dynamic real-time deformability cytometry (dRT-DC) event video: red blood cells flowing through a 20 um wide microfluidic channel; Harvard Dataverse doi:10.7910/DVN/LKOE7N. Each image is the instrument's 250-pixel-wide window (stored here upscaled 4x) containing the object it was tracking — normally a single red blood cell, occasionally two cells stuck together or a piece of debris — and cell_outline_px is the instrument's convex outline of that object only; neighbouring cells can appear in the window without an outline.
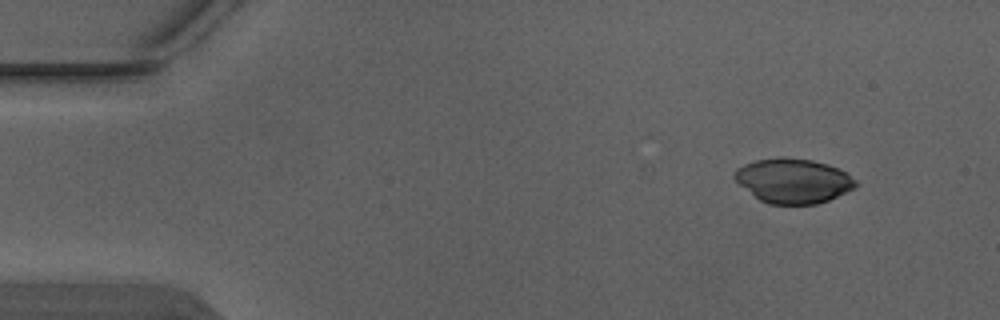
{"species": "Egyptian fruit bat (a non-hibernating species)", "species_latin": "Rousettus aegyptiacus", "temperature_condition": "warm", "stored_images_in_passage": 4, "camera_frame_rate_fps": 3000, "um_per_image_px": 0.085, "animal": {"sex": "male"}, "frame": {"image": 1, "passage_image": 1, "time_ms": 0.0, "image_size_px": [1000, 320], "cell_outline_px": [[860, 184], [856, 188], [828, 200], [816, 204], [768, 204], [760, 200], [740, 184], [732, 176], [736, 168], [744, 164], [756, 160], [780, 156], [784, 156], [812, 160], [828, 164], [844, 172], [856, 180]], "centroid_in_image_um": [67.43, 15.35], "position_along_channel_um": 17.6, "area_um2": 31.56}}